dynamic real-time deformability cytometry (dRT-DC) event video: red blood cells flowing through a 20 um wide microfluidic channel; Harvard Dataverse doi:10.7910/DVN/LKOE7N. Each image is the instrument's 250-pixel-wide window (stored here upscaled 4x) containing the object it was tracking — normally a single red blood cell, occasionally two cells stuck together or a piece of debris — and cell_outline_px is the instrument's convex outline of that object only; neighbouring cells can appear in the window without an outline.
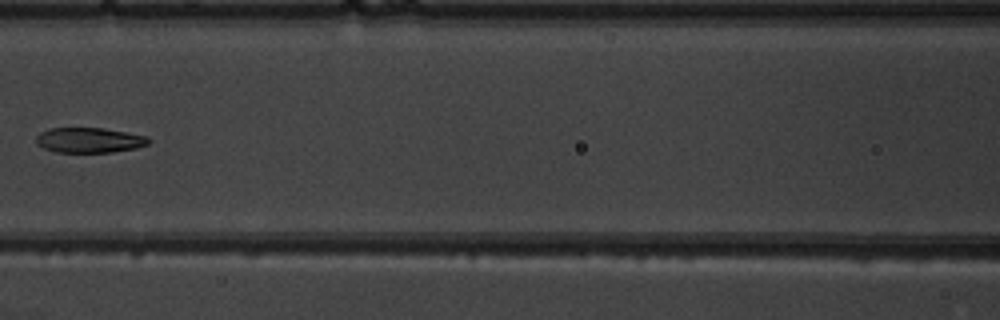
{"species": "common noctule bat (a hibernating species)", "species_latin": "Nyctalus noctula", "temperature_condition": "warm", "stored_images_in_passage": 7, "camera_frame_rate_fps": 3000, "um_per_image_px": 0.085, "animal": {"sex": "male", "body_mass_g": 19.5, "forearm_length_mm": 54.6}, "frame": {"image": 1, "passage_image": 6, "time_ms": 6.667, "image_size_px": [1000, 320], "cell_outline_px": [[152, 140], [148, 144], [136, 148], [112, 152], [56, 152], [44, 148], [36, 144], [36, 136], [40, 132], [48, 128], [104, 128], [148, 136]], "centroid_in_image_um": [7.6, 11.91], "position_along_channel_um": 159.0, "area_um2": 16.59}}
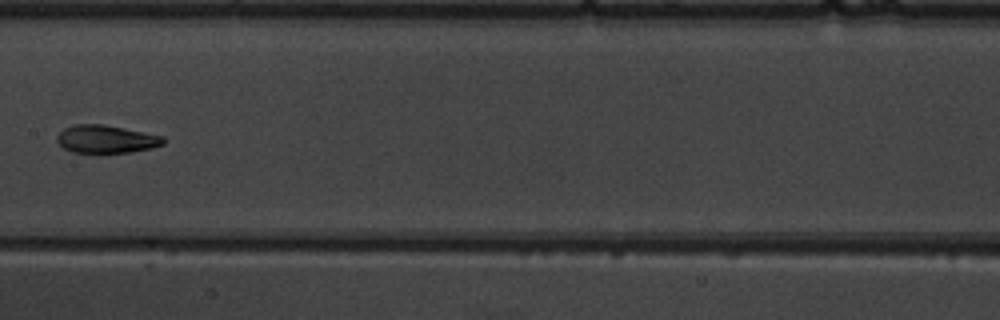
{"frame": {"image": 2, "passage_image": 7, "time_ms": 7.667, "image_size_px": [1000, 320], "cell_outline_px": [[164, 144], [152, 148], [128, 152], [100, 156], [72, 152], [64, 148], [56, 140], [56, 136], [64, 128], [76, 124], [104, 124], [164, 136]], "centroid_in_image_um": [9.0, 11.87], "position_along_channel_um": 198.4, "area_um2": 17.98}}